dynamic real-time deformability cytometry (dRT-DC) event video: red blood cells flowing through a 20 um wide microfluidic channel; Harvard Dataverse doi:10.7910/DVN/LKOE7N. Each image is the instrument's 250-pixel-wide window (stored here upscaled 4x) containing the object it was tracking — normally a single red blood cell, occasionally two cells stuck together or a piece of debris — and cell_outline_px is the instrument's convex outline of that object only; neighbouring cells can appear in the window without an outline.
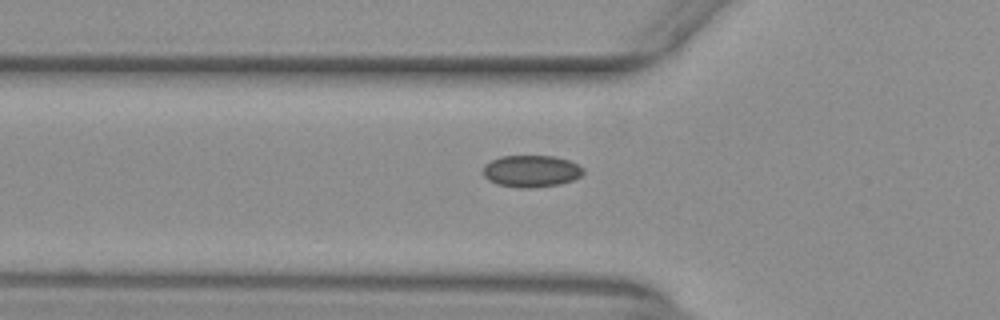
{"species": "common noctule bat (a hibernating species)", "species_latin": "Nyctalus noctula", "temperature_condition": "warm", "stored_images_in_passage": 36, "camera_frame_rate_fps": 3000, "um_per_image_px": 0.085, "animal": {"sex": "female", "body_mass_g": 29.2, "forearm_length_mm": 56.3}, "frame": {"image": 1, "passage_image": 7, "time_ms": 2.0, "image_size_px": [1000, 320], "cell_outline_px": [[584, 172], [580, 176], [572, 180], [560, 184], [532, 188], [520, 188], [496, 184], [488, 180], [484, 176], [484, 164], [500, 156], [552, 156], [568, 160], [584, 168]], "centroid_in_image_um": [45.14, 14.55], "position_along_channel_um": 80.7, "area_um2": 18.61}}
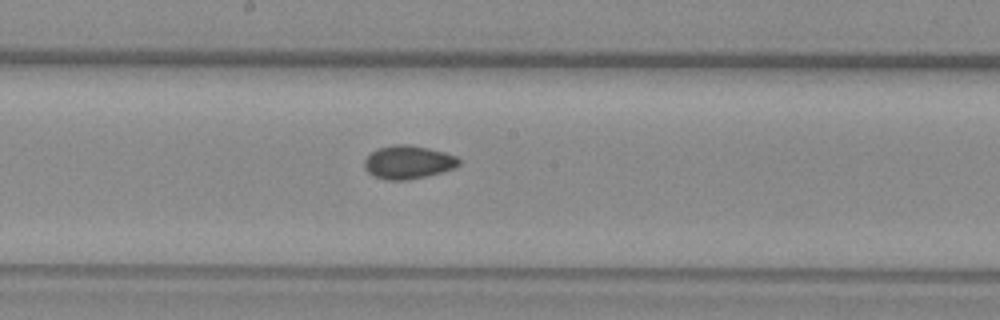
{"frame": {"image": 2, "passage_image": 17, "time_ms": 5.333, "image_size_px": [1000, 320], "cell_outline_px": [[460, 164], [456, 168], [424, 176], [404, 180], [388, 180], [372, 176], [364, 168], [364, 160], [376, 148], [392, 144], [408, 144], [428, 148], [444, 152], [456, 156], [460, 160]], "centroid_in_image_um": [34.67, 13.77], "position_along_channel_um": 213.5, "area_um2": 18.38}}
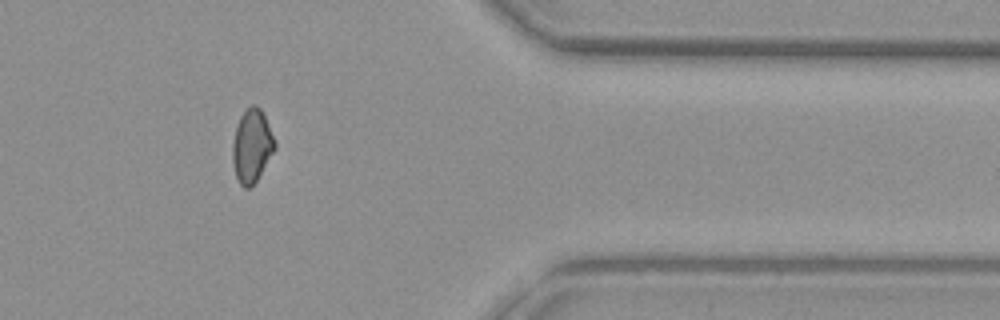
{"frame": {"image": 3, "passage_image": 32, "time_ms": 10.333, "image_size_px": [1000, 320], "cell_outline_px": [[276, 148], [256, 180], [248, 188], [244, 188], [240, 184], [236, 176], [232, 164], [232, 144], [236, 128], [240, 116], [252, 104], [256, 104], [260, 108], [264, 116], [276, 144]], "centroid_in_image_um": [21.39, 12.41], "position_along_channel_um": 390.0, "area_um2": 17.69}}